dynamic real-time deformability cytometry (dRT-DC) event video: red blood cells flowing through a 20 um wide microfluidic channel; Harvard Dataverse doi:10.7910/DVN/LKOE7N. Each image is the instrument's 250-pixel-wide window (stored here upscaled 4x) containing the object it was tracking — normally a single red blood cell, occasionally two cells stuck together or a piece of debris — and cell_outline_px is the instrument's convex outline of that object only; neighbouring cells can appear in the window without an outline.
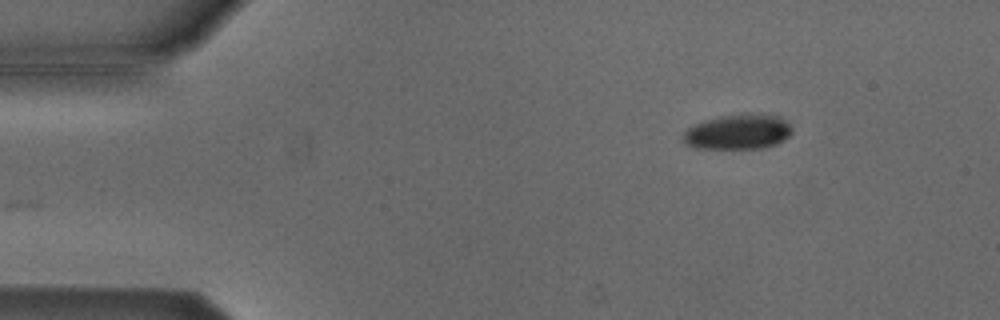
{"species": "Egyptian fruit bat (a non-hibernating species)", "species_latin": "Rousettus aegyptiacus", "temperature_condition": "cold", "stored_images_in_passage": 39, "camera_frame_rate_fps": 3000, "um_per_image_px": 0.085, "animal": {"sex": "male"}, "frame": {"image": 1, "passage_image": 1, "time_ms": 0.0, "image_size_px": [1000, 320], "cell_outline_px": [[792, 132], [784, 140], [776, 144], [764, 148], [696, 148], [684, 144], [680, 136], [692, 124], [704, 120], [720, 116], [780, 116], [792, 128]], "centroid_in_image_um": [62.65, 11.25], "position_along_channel_um": 22.3, "area_um2": 21.79}}
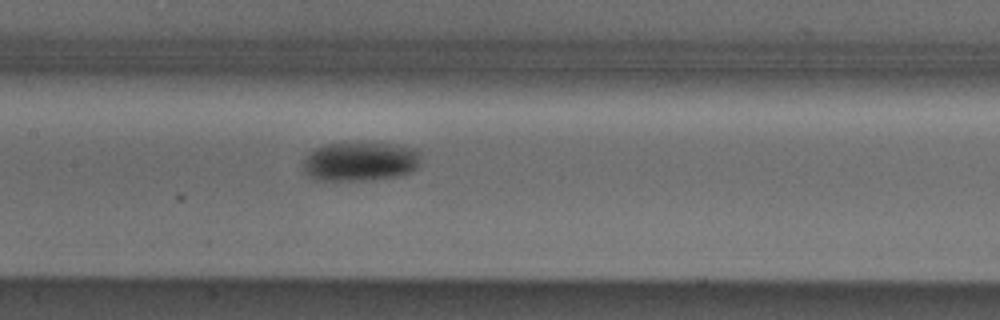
{"frame": {"image": 2, "passage_image": 19, "time_ms": 6.0, "image_size_px": [1000, 320], "cell_outline_px": [[420, 168], [412, 172], [400, 176], [376, 180], [312, 180], [304, 172], [304, 160], [308, 152], [324, 144], [372, 140], [396, 144], [416, 148], [420, 152]], "centroid_in_image_um": [30.68, 13.69], "position_along_channel_um": 176.7, "area_um2": 28.26}}
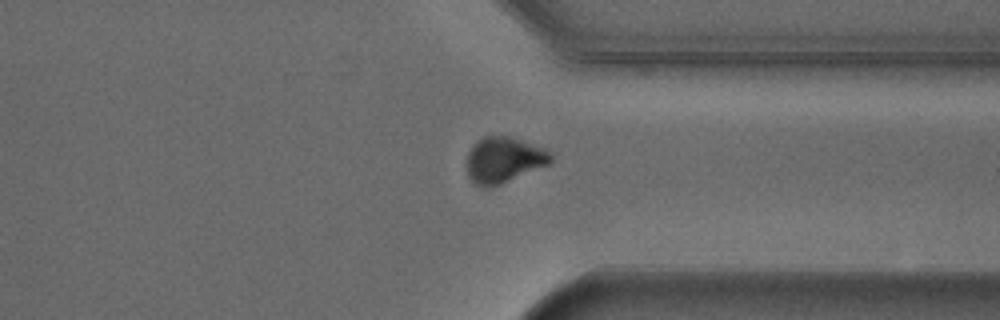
{"frame": {"image": 3, "passage_image": 34, "time_ms": 11.0, "image_size_px": [1000, 320], "cell_outline_px": [[552, 160], [548, 164], [500, 184], [488, 188], [484, 188], [476, 184], [468, 176], [468, 152], [472, 144], [476, 140], [484, 136], [508, 136], [544, 148], [552, 156]], "centroid_in_image_um": [42.78, 13.58], "position_along_channel_um": 368.6, "area_um2": 22.08}, "authors_computed_cell_mechanics": {"area_um2": 25.4898, "velocity_mm_per_s": 3.8606, "shape_relaxation_time_tau1_ms": 2.2646, "shape_relaxation_time_tau2_ms": null, "deformation_change_tau1": 0.1059, "deformation_change_tau2": null}}